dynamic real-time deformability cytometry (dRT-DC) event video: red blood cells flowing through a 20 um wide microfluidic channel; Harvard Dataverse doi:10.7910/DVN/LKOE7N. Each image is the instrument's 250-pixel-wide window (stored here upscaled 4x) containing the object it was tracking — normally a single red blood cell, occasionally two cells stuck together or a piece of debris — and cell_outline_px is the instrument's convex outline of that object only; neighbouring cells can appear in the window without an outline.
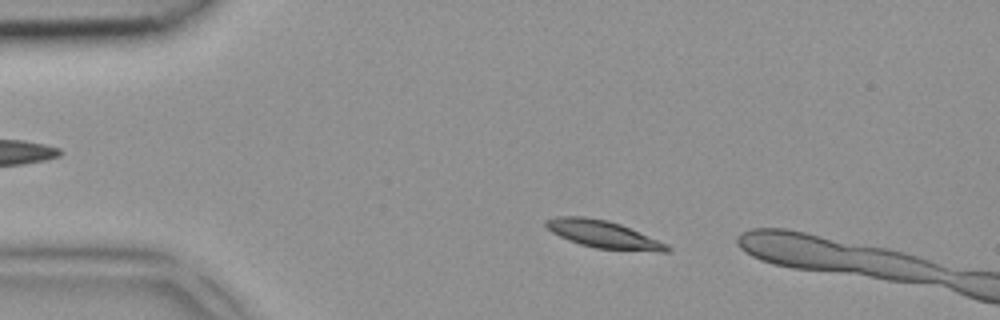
{"species": "common noctule bat (a hibernating species)", "species_latin": "Nyctalus noctula", "temperature_condition": "room temperature", "stored_images_in_passage": 2, "camera_frame_rate_fps": 3000, "um_per_image_px": 0.085, "animal": {"sex": "female", "body_mass_g": 18.4}, "frame": {"image": 1, "passage_image": 1, "time_ms": 0.0, "image_size_px": [1000, 320], "cell_outline_px": [[672, 248], [668, 252], [660, 252], [596, 248], [580, 244], [568, 240], [552, 232], [544, 224], [544, 220], [556, 216], [584, 216], [608, 220], [620, 224], [668, 244]], "centroid_in_image_um": [51.28, 19.91], "position_along_channel_um": 33.7, "area_um2": 19.36}}